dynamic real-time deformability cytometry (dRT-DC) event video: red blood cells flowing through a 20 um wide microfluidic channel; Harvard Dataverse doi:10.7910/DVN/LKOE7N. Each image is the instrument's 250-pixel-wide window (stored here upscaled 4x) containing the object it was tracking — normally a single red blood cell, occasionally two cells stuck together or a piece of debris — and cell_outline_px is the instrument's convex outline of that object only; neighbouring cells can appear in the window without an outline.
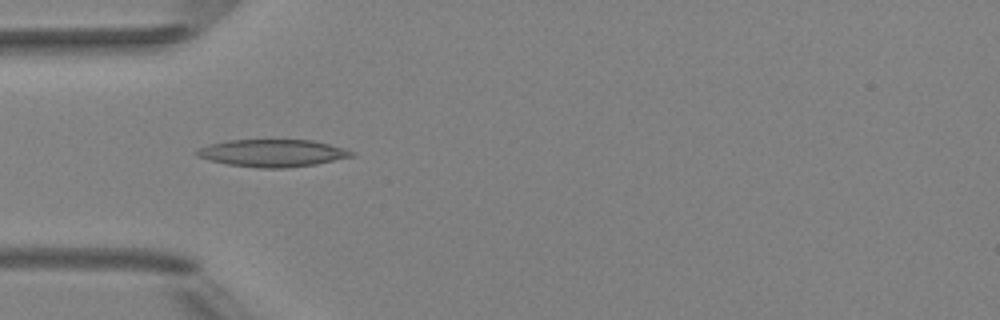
{"species": "Egyptian fruit bat (a non-hibernating species)", "species_latin": "Rousettus aegyptiacus", "temperature_condition": "room temperature", "stored_images_in_passage": 3, "camera_frame_rate_fps": 3000, "um_per_image_px": 0.085, "animal": {"sex": "female"}, "frame": {"image": 1, "passage_image": 2, "time_ms": 1.0, "image_size_px": [1000, 320], "cell_outline_px": [[356, 152], [352, 156], [316, 164], [288, 168], [260, 168], [228, 164], [208, 160], [196, 156], [192, 152], [208, 144], [228, 140], [312, 140], [344, 148]], "centroid_in_image_um": [23.12, 13.01], "position_along_channel_um": 61.9, "area_um2": 24.68}}
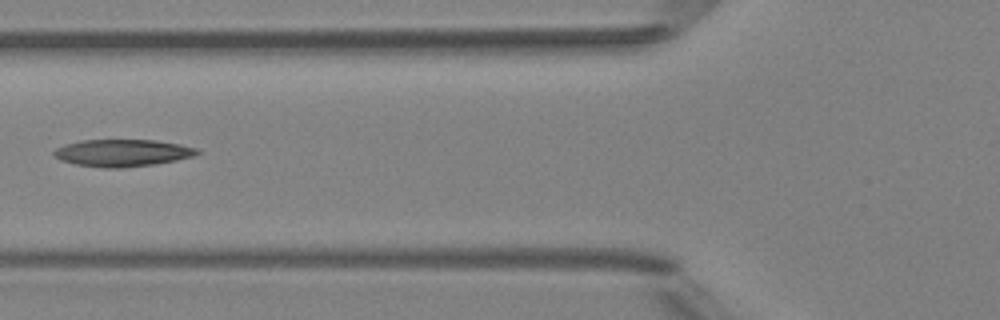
{"frame": {"image": 2, "passage_image": 3, "time_ms": 2.333, "image_size_px": [1000, 320], "cell_outline_px": [[200, 152], [192, 156], [176, 160], [156, 164], [120, 168], [104, 168], [76, 164], [60, 160], [52, 152], [56, 148], [64, 144], [80, 140], [156, 140], [180, 144], [200, 148]], "centroid_in_image_um": [10.42, 12.99], "position_along_channel_um": 115.4, "area_um2": 22.72}}